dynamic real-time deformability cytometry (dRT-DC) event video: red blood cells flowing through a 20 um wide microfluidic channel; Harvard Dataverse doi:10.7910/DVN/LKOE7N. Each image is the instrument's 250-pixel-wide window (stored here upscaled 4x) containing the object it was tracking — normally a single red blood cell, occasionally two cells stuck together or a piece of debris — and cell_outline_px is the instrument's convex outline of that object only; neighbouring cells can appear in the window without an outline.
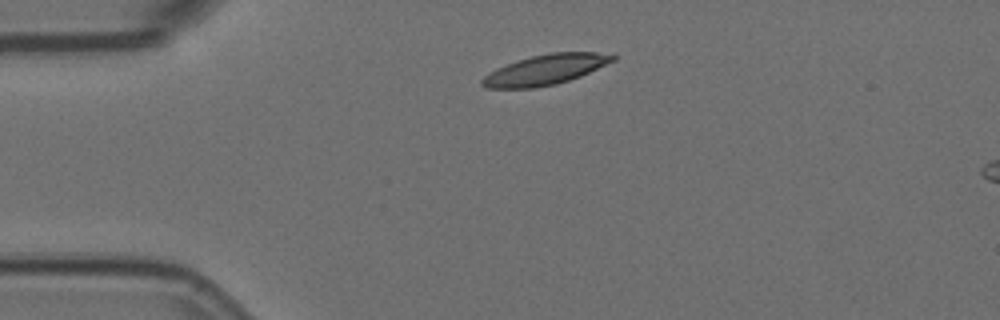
{"species": "Egyptian fruit bat (a non-hibernating species)", "species_latin": "Rousettus aegyptiacus", "temperature_condition": "room temperature", "stored_images_in_passage": 3, "camera_frame_rate_fps": 3000, "um_per_image_px": 0.085, "animal": {"sex": "female"}, "frame": {"image": 1, "passage_image": 2, "time_ms": 0.333, "image_size_px": [1000, 320], "cell_outline_px": [[616, 60], [580, 76], [556, 84], [536, 88], [488, 88], [480, 84], [480, 80], [488, 72], [496, 68], [532, 56], [548, 52], [596, 52], [616, 56]], "centroid_in_image_um": [46.33, 5.93], "position_along_channel_um": 38.7, "area_um2": 22.83}}